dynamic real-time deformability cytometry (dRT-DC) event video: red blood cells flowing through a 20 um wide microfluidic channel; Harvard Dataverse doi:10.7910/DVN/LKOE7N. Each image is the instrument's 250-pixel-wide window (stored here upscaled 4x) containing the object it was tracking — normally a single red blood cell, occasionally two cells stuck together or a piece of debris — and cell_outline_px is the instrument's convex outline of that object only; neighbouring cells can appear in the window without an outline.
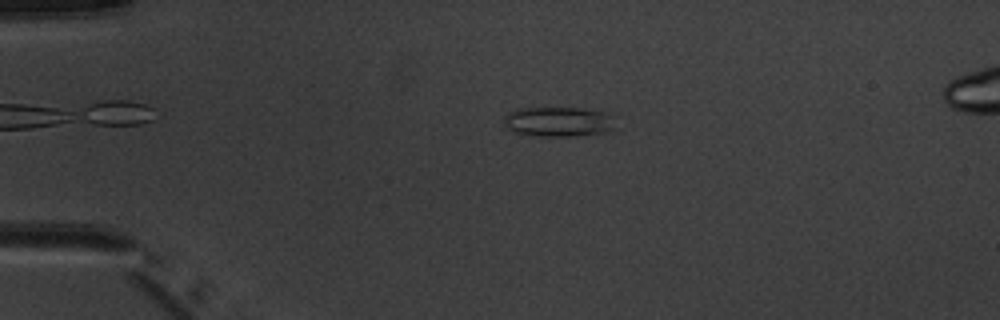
{"species": "common noctule bat (a hibernating species)", "species_latin": "Nyctalus noctula", "temperature_condition": "warm", "stored_images_in_passage": 5, "camera_frame_rate_fps": 3000, "um_per_image_px": 0.085, "animal": {"sex": "male", "body_mass_g": 20.1, "forearm_length_mm": 53.5}, "frame": {"image": 1, "passage_image": 3, "time_ms": 2.333, "image_size_px": [1000, 320], "cell_outline_px": [[616, 128], [604, 132], [572, 136], [528, 136], [508, 132], [504, 124], [504, 116], [508, 112], [520, 108], [580, 108], [616, 112]], "centroid_in_image_um": [47.51, 10.34], "position_along_channel_um": 37.5, "area_um2": 20.29}}